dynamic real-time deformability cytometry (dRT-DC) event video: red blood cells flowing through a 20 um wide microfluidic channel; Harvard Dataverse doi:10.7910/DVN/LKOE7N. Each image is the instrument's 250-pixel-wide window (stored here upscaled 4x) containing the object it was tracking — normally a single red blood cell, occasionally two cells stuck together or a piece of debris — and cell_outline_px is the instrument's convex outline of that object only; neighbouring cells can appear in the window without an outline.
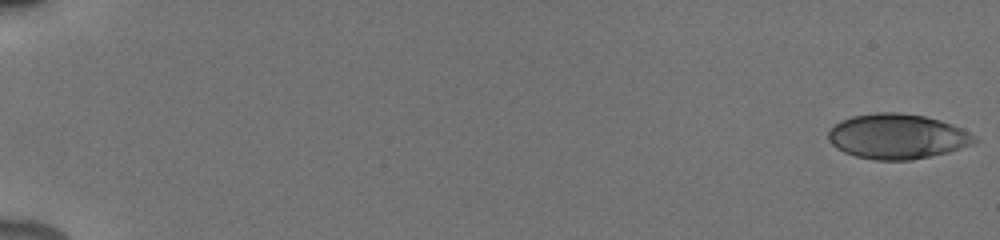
{"species": "human", "species_latin": "Homo sapiens", "temperature_condition": "cold", "stored_images_in_passage": 38, "camera_frame_rate_fps": 3000, "um_per_image_px": 0.085, "donor": {"sex": "male"}, "frame": {"image": 1, "passage_image": 1, "time_ms": 0.0, "image_size_px": [1000, 240], "cell_outline_px": [[980, 140], [972, 144], [948, 152], [932, 156], [912, 160], [872, 160], [856, 156], [844, 152], [836, 148], [828, 140], [828, 132], [840, 120], [852, 116], [876, 112], [900, 112], [924, 116], [940, 120], [952, 124], [976, 136]], "centroid_in_image_um": [76.27, 11.6], "position_along_channel_um": 8.7, "area_um2": 38.49}}
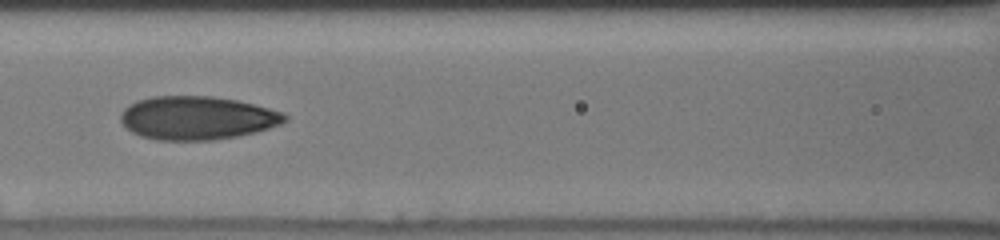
{"frame": {"image": 2, "passage_image": 15, "time_ms": 8.667, "image_size_px": [1000, 240], "cell_outline_px": [[288, 120], [280, 124], [256, 132], [236, 136], [212, 140], [156, 140], [140, 136], [132, 132], [120, 120], [120, 116], [124, 108], [128, 104], [136, 100], [152, 96], [212, 96], [236, 100], [284, 112], [288, 116]], "centroid_in_image_um": [16.74, 10.02], "position_along_channel_um": 149.9, "area_um2": 41.62}}
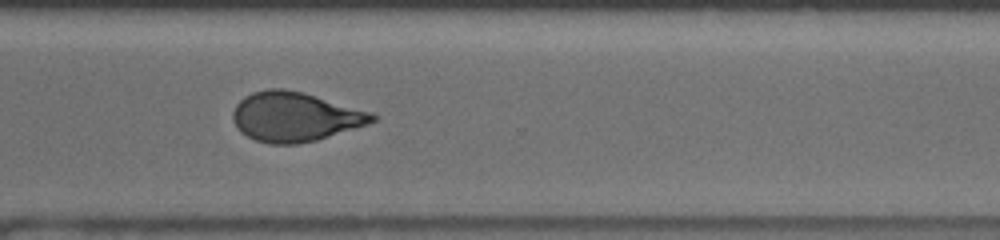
{"frame": {"image": 3, "passage_image": 31, "time_ms": 13.667, "image_size_px": [1000, 240], "cell_outline_px": [[380, 116], [376, 120], [368, 124], [316, 140], [296, 144], [272, 144], [256, 140], [240, 132], [232, 120], [232, 112], [236, 104], [244, 96], [252, 92], [268, 88], [284, 88], [304, 92], [372, 112]], "centroid_in_image_um": [25.07, 9.91], "position_along_channel_um": 345.5, "area_um2": 40.34}, "authors_computed_cell_mechanics": {"area_um2": 40.3155, "velocity_mm_per_s": 3.9155, "shape_relaxation_time_tau1_ms": 9.3545, "shape_relaxation_time_tau2_ms": 1.1885, "deformation_change_tau1": 0.2135, "deformation_change_tau2": 0.0633}}